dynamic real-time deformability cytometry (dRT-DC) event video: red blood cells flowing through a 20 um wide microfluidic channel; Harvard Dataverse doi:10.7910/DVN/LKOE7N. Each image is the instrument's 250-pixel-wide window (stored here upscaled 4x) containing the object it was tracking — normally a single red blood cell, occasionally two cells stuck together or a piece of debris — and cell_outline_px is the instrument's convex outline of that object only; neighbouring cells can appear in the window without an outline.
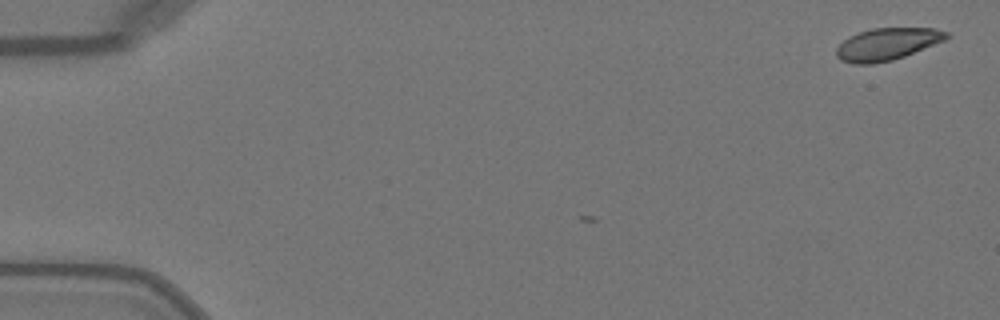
{"species": "Egyptian fruit bat (a non-hibernating species)", "species_latin": "Rousettus aegyptiacus", "temperature_condition": "warm", "stored_images_in_passage": 2, "camera_frame_rate_fps": 3000, "um_per_image_px": 0.085, "animal": {"sex": "female"}, "frame": {"image": 1, "passage_image": 2, "time_ms": 0.333, "image_size_px": [1000, 320], "cell_outline_px": [[952, 36], [944, 40], [904, 56], [892, 60], [872, 64], [856, 64], [840, 60], [836, 56], [836, 48], [844, 40], [860, 32], [872, 28], [932, 28], [948, 32]], "centroid_in_image_um": [75.41, 3.75], "position_along_channel_um": 9.6, "area_um2": 20.4}}